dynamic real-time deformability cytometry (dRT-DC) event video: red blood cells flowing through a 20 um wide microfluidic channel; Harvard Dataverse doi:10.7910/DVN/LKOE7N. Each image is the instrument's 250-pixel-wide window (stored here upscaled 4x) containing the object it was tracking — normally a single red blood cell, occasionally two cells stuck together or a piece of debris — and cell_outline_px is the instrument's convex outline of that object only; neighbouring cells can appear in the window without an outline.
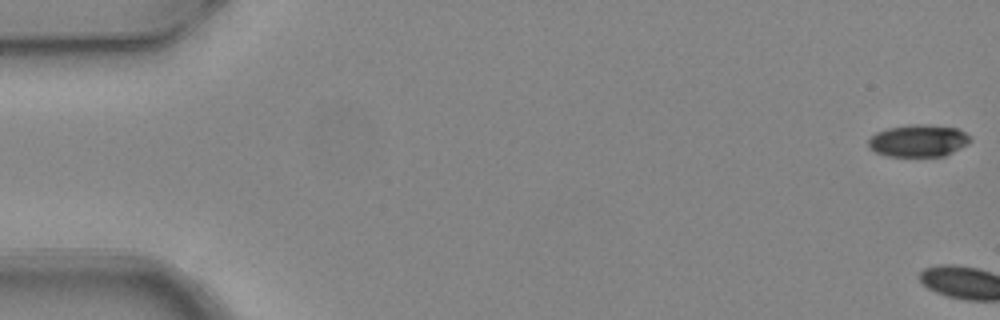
{"species": "common noctule bat (a hibernating species)", "species_latin": "Nyctalus noctula", "temperature_condition": "warm", "stored_images_in_passage": 6, "camera_frame_rate_fps": 3000, "um_per_image_px": 0.085, "animal": {"sex": "female", "body_mass_g": 24.6, "forearm_length_mm": 56.2}, "frame": {"image": 1, "passage_image": 1, "time_ms": 0.0, "image_size_px": [1000, 320], "cell_outline_px": [[972, 140], [968, 144], [944, 156], [888, 156], [876, 152], [868, 148], [868, 140], [876, 132], [888, 128], [912, 124], [928, 124], [956, 128], [972, 136]], "centroid_in_image_um": [78.07, 11.95], "position_along_channel_um": 6.9, "area_um2": 19.19}}
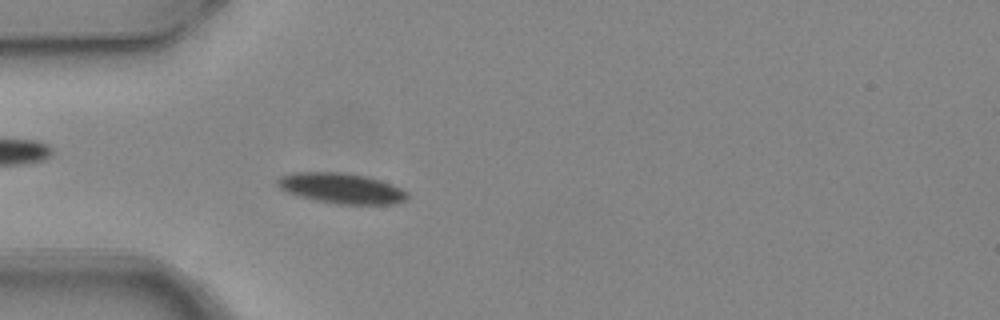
{"frame": {"image": 2, "passage_image": 6, "time_ms": 1.667, "image_size_px": [1000, 320], "cell_outline_px": [[408, 196], [404, 200], [396, 204], [336, 204], [316, 200], [300, 196], [288, 192], [280, 188], [276, 184], [276, 180], [280, 176], [292, 172], [344, 172], [368, 176], [392, 184], [408, 192]], "centroid_in_image_um": [29.02, 15.99], "position_along_channel_um": 56.0, "area_um2": 23.12}}